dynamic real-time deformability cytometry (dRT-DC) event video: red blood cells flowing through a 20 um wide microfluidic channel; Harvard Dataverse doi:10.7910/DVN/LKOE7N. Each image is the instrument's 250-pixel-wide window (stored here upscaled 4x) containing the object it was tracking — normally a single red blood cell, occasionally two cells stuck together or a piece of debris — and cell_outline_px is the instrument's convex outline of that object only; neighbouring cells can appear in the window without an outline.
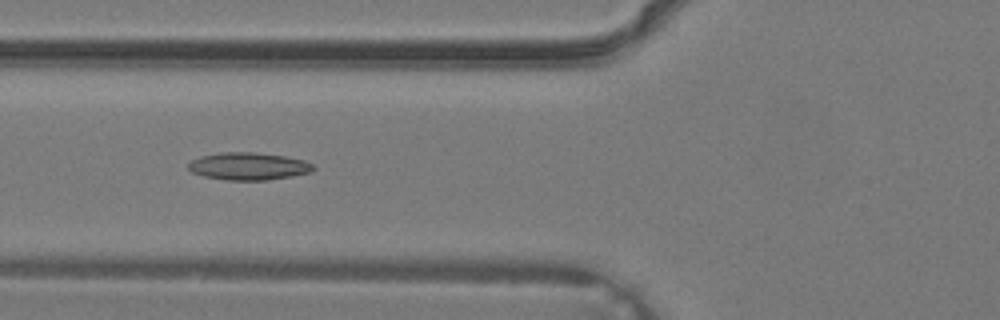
{"species": "common noctule bat (a hibernating species)", "species_latin": "Nyctalus noctula", "temperature_condition": "warm", "stored_images_in_passage": 39, "camera_frame_rate_fps": 3000, "um_per_image_px": 0.085, "animal": {"sex": "male", "body_mass_g": 19.2, "forearm_length_mm": 51.8}, "frame": {"image": 1, "passage_image": 16, "time_ms": 5.0, "image_size_px": [1000, 320], "cell_outline_px": [[316, 168], [312, 172], [292, 176], [268, 180], [224, 180], [204, 176], [192, 172], [188, 168], [188, 164], [192, 160], [200, 156], [220, 152], [252, 152], [284, 156], [304, 160], [312, 164]], "centroid_in_image_um": [21.13, 14.13], "position_along_channel_um": 104.7, "area_um2": 20.06}}
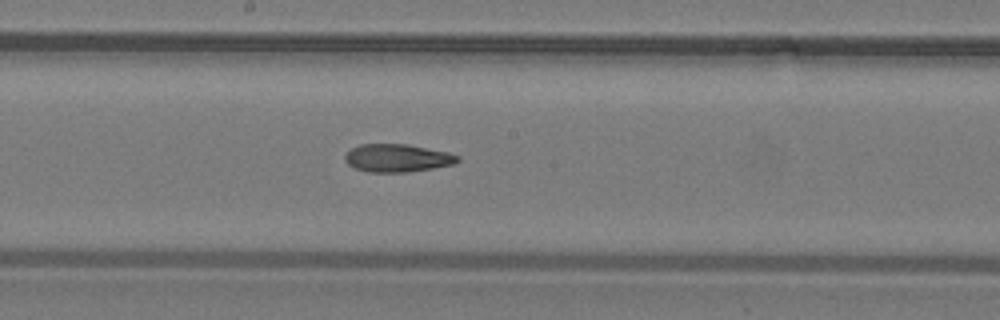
{"frame": {"image": 2, "passage_image": 22, "time_ms": 7.0, "image_size_px": [1000, 320], "cell_outline_px": [[460, 160], [452, 164], [432, 168], [404, 172], [368, 172], [356, 168], [348, 164], [344, 160], [344, 156], [352, 148], [360, 144], [408, 144], [448, 152], [460, 156]], "centroid_in_image_um": [33.76, 13.42], "position_along_channel_um": 214.4, "area_um2": 18.21}}
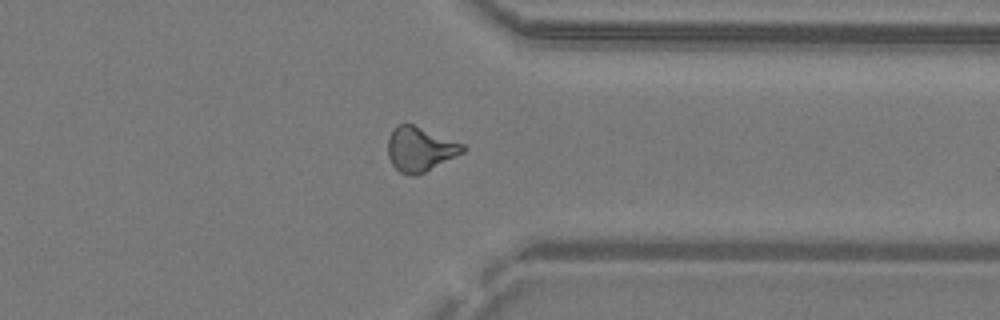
{"frame": {"image": 3, "passage_image": 31, "time_ms": 10.0, "image_size_px": [1000, 320], "cell_outline_px": [[468, 148], [464, 152], [416, 176], [408, 176], [400, 172], [392, 164], [388, 156], [388, 136], [392, 128], [396, 124], [412, 124], [464, 144]], "centroid_in_image_um": [35.68, 12.67], "position_along_channel_um": 375.7, "area_um2": 19.42}}